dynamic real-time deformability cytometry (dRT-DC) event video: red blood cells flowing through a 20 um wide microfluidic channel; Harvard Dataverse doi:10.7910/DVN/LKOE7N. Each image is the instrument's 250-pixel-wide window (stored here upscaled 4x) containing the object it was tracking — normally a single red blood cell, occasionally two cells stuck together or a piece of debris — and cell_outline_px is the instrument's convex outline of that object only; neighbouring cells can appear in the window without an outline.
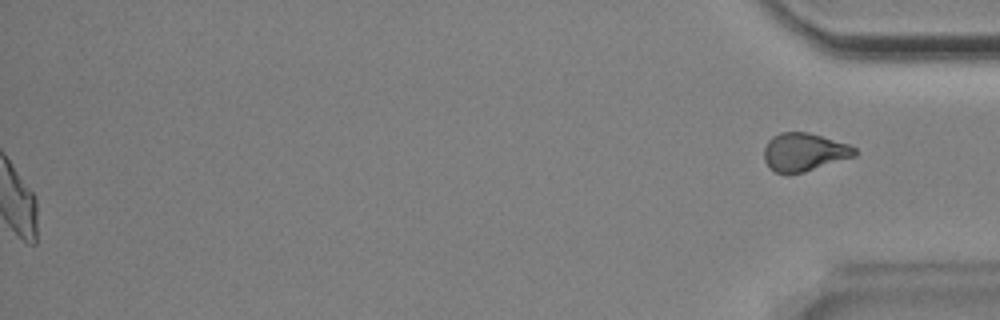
{"species": "Egyptian fruit bat (a non-hibernating species)", "species_latin": "Rousettus aegyptiacus", "temperature_condition": "room temperature", "stored_images_in_passage": 54, "segment_of_instrument_passage": [2, 2], "camera_frame_rate_fps": 3000, "um_per_image_px": 0.085, "animal": {"sex": "male"}, "frame": {"image": 1, "passage_image": 54, "time_ms": 17.667, "image_size_px": [1000, 320], "cell_outline_px": [[860, 152], [856, 156], [804, 172], [788, 176], [776, 172], [768, 168], [764, 160], [764, 148], [768, 140], [772, 136], [780, 132], [808, 132], [848, 144], [856, 148]], "centroid_in_image_um": [68.33, 12.95], "position_along_channel_um": 366.9, "area_um2": 20.58}}